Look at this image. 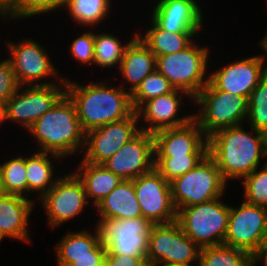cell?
<instances>
[{
	"instance_id": "39",
	"label": "cell",
	"mask_w": 267,
	"mask_h": 266,
	"mask_svg": "<svg viewBox=\"0 0 267 266\" xmlns=\"http://www.w3.org/2000/svg\"><path fill=\"white\" fill-rule=\"evenodd\" d=\"M104 266H149L142 257H132L106 253Z\"/></svg>"
},
{
	"instance_id": "32",
	"label": "cell",
	"mask_w": 267,
	"mask_h": 266,
	"mask_svg": "<svg viewBox=\"0 0 267 266\" xmlns=\"http://www.w3.org/2000/svg\"><path fill=\"white\" fill-rule=\"evenodd\" d=\"M66 0H13L2 12L1 18L12 20L17 18H31L34 15L56 12V9L63 7Z\"/></svg>"
},
{
	"instance_id": "10",
	"label": "cell",
	"mask_w": 267,
	"mask_h": 266,
	"mask_svg": "<svg viewBox=\"0 0 267 266\" xmlns=\"http://www.w3.org/2000/svg\"><path fill=\"white\" fill-rule=\"evenodd\" d=\"M102 242L109 254L142 257L147 261L148 241L153 224L140 216L129 219H99Z\"/></svg>"
},
{
	"instance_id": "36",
	"label": "cell",
	"mask_w": 267,
	"mask_h": 266,
	"mask_svg": "<svg viewBox=\"0 0 267 266\" xmlns=\"http://www.w3.org/2000/svg\"><path fill=\"white\" fill-rule=\"evenodd\" d=\"M255 169L252 173L243 178L244 201L267 208V166Z\"/></svg>"
},
{
	"instance_id": "19",
	"label": "cell",
	"mask_w": 267,
	"mask_h": 266,
	"mask_svg": "<svg viewBox=\"0 0 267 266\" xmlns=\"http://www.w3.org/2000/svg\"><path fill=\"white\" fill-rule=\"evenodd\" d=\"M179 91L184 94L182 95ZM183 96L191 98V101L193 100L185 91L174 89L168 94L145 101L136 112L139 119L141 117L144 119V122L147 121L148 126L141 127L140 129L154 134L163 129L181 127L189 123L193 119L194 114L185 115L181 118L176 117L178 109L181 108Z\"/></svg>"
},
{
	"instance_id": "23",
	"label": "cell",
	"mask_w": 267,
	"mask_h": 266,
	"mask_svg": "<svg viewBox=\"0 0 267 266\" xmlns=\"http://www.w3.org/2000/svg\"><path fill=\"white\" fill-rule=\"evenodd\" d=\"M95 235L81 230L69 232L56 244L57 266H69L71 257L106 256L107 247L102 242L99 227L96 225Z\"/></svg>"
},
{
	"instance_id": "38",
	"label": "cell",
	"mask_w": 267,
	"mask_h": 266,
	"mask_svg": "<svg viewBox=\"0 0 267 266\" xmlns=\"http://www.w3.org/2000/svg\"><path fill=\"white\" fill-rule=\"evenodd\" d=\"M69 51L80 64H94V33L87 31L74 39Z\"/></svg>"
},
{
	"instance_id": "31",
	"label": "cell",
	"mask_w": 267,
	"mask_h": 266,
	"mask_svg": "<svg viewBox=\"0 0 267 266\" xmlns=\"http://www.w3.org/2000/svg\"><path fill=\"white\" fill-rule=\"evenodd\" d=\"M3 187L6 194L28 196V182L26 178V157L11 158L4 164L0 163Z\"/></svg>"
},
{
	"instance_id": "25",
	"label": "cell",
	"mask_w": 267,
	"mask_h": 266,
	"mask_svg": "<svg viewBox=\"0 0 267 266\" xmlns=\"http://www.w3.org/2000/svg\"><path fill=\"white\" fill-rule=\"evenodd\" d=\"M75 174L82 181L87 200L92 197L91 205L97 206L123 180L103 164L82 161Z\"/></svg>"
},
{
	"instance_id": "1",
	"label": "cell",
	"mask_w": 267,
	"mask_h": 266,
	"mask_svg": "<svg viewBox=\"0 0 267 266\" xmlns=\"http://www.w3.org/2000/svg\"><path fill=\"white\" fill-rule=\"evenodd\" d=\"M241 125L217 130L208 137V155L215 161L223 179H243L259 167L265 156L267 134Z\"/></svg>"
},
{
	"instance_id": "44",
	"label": "cell",
	"mask_w": 267,
	"mask_h": 266,
	"mask_svg": "<svg viewBox=\"0 0 267 266\" xmlns=\"http://www.w3.org/2000/svg\"><path fill=\"white\" fill-rule=\"evenodd\" d=\"M6 192L4 190V187H3V181H2V172H1V168H0V197L5 195Z\"/></svg>"
},
{
	"instance_id": "40",
	"label": "cell",
	"mask_w": 267,
	"mask_h": 266,
	"mask_svg": "<svg viewBox=\"0 0 267 266\" xmlns=\"http://www.w3.org/2000/svg\"><path fill=\"white\" fill-rule=\"evenodd\" d=\"M106 256L71 257L69 266H102Z\"/></svg>"
},
{
	"instance_id": "29",
	"label": "cell",
	"mask_w": 267,
	"mask_h": 266,
	"mask_svg": "<svg viewBox=\"0 0 267 266\" xmlns=\"http://www.w3.org/2000/svg\"><path fill=\"white\" fill-rule=\"evenodd\" d=\"M110 3V0H66L64 7L73 21L83 26H95L108 16Z\"/></svg>"
},
{
	"instance_id": "13",
	"label": "cell",
	"mask_w": 267,
	"mask_h": 266,
	"mask_svg": "<svg viewBox=\"0 0 267 266\" xmlns=\"http://www.w3.org/2000/svg\"><path fill=\"white\" fill-rule=\"evenodd\" d=\"M139 120L135 111L122 120L111 122L85 133L83 151H86L82 161L103 164L141 131L140 127L137 126Z\"/></svg>"
},
{
	"instance_id": "8",
	"label": "cell",
	"mask_w": 267,
	"mask_h": 266,
	"mask_svg": "<svg viewBox=\"0 0 267 266\" xmlns=\"http://www.w3.org/2000/svg\"><path fill=\"white\" fill-rule=\"evenodd\" d=\"M200 249L183 232L177 221L153 225L148 241L147 264L149 266H192L193 261H199Z\"/></svg>"
},
{
	"instance_id": "22",
	"label": "cell",
	"mask_w": 267,
	"mask_h": 266,
	"mask_svg": "<svg viewBox=\"0 0 267 266\" xmlns=\"http://www.w3.org/2000/svg\"><path fill=\"white\" fill-rule=\"evenodd\" d=\"M118 68L122 77L128 81V92L132 94L141 81L156 69V56L135 34L128 41Z\"/></svg>"
},
{
	"instance_id": "27",
	"label": "cell",
	"mask_w": 267,
	"mask_h": 266,
	"mask_svg": "<svg viewBox=\"0 0 267 266\" xmlns=\"http://www.w3.org/2000/svg\"><path fill=\"white\" fill-rule=\"evenodd\" d=\"M152 27L147 30L144 37L137 33L140 40L155 54L162 56L184 50L193 41L198 32L172 33L161 29L153 20ZM143 37V38H142Z\"/></svg>"
},
{
	"instance_id": "24",
	"label": "cell",
	"mask_w": 267,
	"mask_h": 266,
	"mask_svg": "<svg viewBox=\"0 0 267 266\" xmlns=\"http://www.w3.org/2000/svg\"><path fill=\"white\" fill-rule=\"evenodd\" d=\"M96 208L99 219H129L142 216L133 180H122Z\"/></svg>"
},
{
	"instance_id": "14",
	"label": "cell",
	"mask_w": 267,
	"mask_h": 266,
	"mask_svg": "<svg viewBox=\"0 0 267 266\" xmlns=\"http://www.w3.org/2000/svg\"><path fill=\"white\" fill-rule=\"evenodd\" d=\"M6 44L11 57L8 59L20 86L55 84L46 80L38 82L48 76L56 78L59 74L44 47L28 38L15 44L10 41Z\"/></svg>"
},
{
	"instance_id": "17",
	"label": "cell",
	"mask_w": 267,
	"mask_h": 266,
	"mask_svg": "<svg viewBox=\"0 0 267 266\" xmlns=\"http://www.w3.org/2000/svg\"><path fill=\"white\" fill-rule=\"evenodd\" d=\"M265 55L229 63L209 74V81L221 91L249 98L253 89L267 74Z\"/></svg>"
},
{
	"instance_id": "26",
	"label": "cell",
	"mask_w": 267,
	"mask_h": 266,
	"mask_svg": "<svg viewBox=\"0 0 267 266\" xmlns=\"http://www.w3.org/2000/svg\"><path fill=\"white\" fill-rule=\"evenodd\" d=\"M48 155V156H47ZM53 159L63 158L50 152H35L26 157V178L28 182V192H38L42 198L56 183L58 177L53 179L54 166L48 157Z\"/></svg>"
},
{
	"instance_id": "42",
	"label": "cell",
	"mask_w": 267,
	"mask_h": 266,
	"mask_svg": "<svg viewBox=\"0 0 267 266\" xmlns=\"http://www.w3.org/2000/svg\"><path fill=\"white\" fill-rule=\"evenodd\" d=\"M260 47L263 49L264 53H266L265 55L267 56V33L266 35L261 39V41H259ZM266 69H267V64L265 65Z\"/></svg>"
},
{
	"instance_id": "20",
	"label": "cell",
	"mask_w": 267,
	"mask_h": 266,
	"mask_svg": "<svg viewBox=\"0 0 267 266\" xmlns=\"http://www.w3.org/2000/svg\"><path fill=\"white\" fill-rule=\"evenodd\" d=\"M196 0H159L151 19L163 30L172 33L200 32L203 13Z\"/></svg>"
},
{
	"instance_id": "4",
	"label": "cell",
	"mask_w": 267,
	"mask_h": 266,
	"mask_svg": "<svg viewBox=\"0 0 267 266\" xmlns=\"http://www.w3.org/2000/svg\"><path fill=\"white\" fill-rule=\"evenodd\" d=\"M193 101L201 110L193 119L207 137L217 130L243 125L242 121L247 118L248 99L218 90L210 81Z\"/></svg>"
},
{
	"instance_id": "41",
	"label": "cell",
	"mask_w": 267,
	"mask_h": 266,
	"mask_svg": "<svg viewBox=\"0 0 267 266\" xmlns=\"http://www.w3.org/2000/svg\"><path fill=\"white\" fill-rule=\"evenodd\" d=\"M262 261L267 266V241L264 243L260 253L256 256V262Z\"/></svg>"
},
{
	"instance_id": "6",
	"label": "cell",
	"mask_w": 267,
	"mask_h": 266,
	"mask_svg": "<svg viewBox=\"0 0 267 266\" xmlns=\"http://www.w3.org/2000/svg\"><path fill=\"white\" fill-rule=\"evenodd\" d=\"M226 186L215 161L207 154L192 170L170 181L172 202L178 212L183 207L221 198Z\"/></svg>"
},
{
	"instance_id": "15",
	"label": "cell",
	"mask_w": 267,
	"mask_h": 266,
	"mask_svg": "<svg viewBox=\"0 0 267 266\" xmlns=\"http://www.w3.org/2000/svg\"><path fill=\"white\" fill-rule=\"evenodd\" d=\"M82 181L75 173L59 177L55 185L40 199L53 228L78 216L89 204Z\"/></svg>"
},
{
	"instance_id": "12",
	"label": "cell",
	"mask_w": 267,
	"mask_h": 266,
	"mask_svg": "<svg viewBox=\"0 0 267 266\" xmlns=\"http://www.w3.org/2000/svg\"><path fill=\"white\" fill-rule=\"evenodd\" d=\"M133 184L142 217L153 225L177 221V211L171 198L170 182L155 168L133 179Z\"/></svg>"
},
{
	"instance_id": "11",
	"label": "cell",
	"mask_w": 267,
	"mask_h": 266,
	"mask_svg": "<svg viewBox=\"0 0 267 266\" xmlns=\"http://www.w3.org/2000/svg\"><path fill=\"white\" fill-rule=\"evenodd\" d=\"M267 241V208L243 202L230 206L224 245L241 248L255 257Z\"/></svg>"
},
{
	"instance_id": "35",
	"label": "cell",
	"mask_w": 267,
	"mask_h": 266,
	"mask_svg": "<svg viewBox=\"0 0 267 266\" xmlns=\"http://www.w3.org/2000/svg\"><path fill=\"white\" fill-rule=\"evenodd\" d=\"M205 156H155L154 168L170 182L192 170Z\"/></svg>"
},
{
	"instance_id": "33",
	"label": "cell",
	"mask_w": 267,
	"mask_h": 266,
	"mask_svg": "<svg viewBox=\"0 0 267 266\" xmlns=\"http://www.w3.org/2000/svg\"><path fill=\"white\" fill-rule=\"evenodd\" d=\"M174 90L169 80L157 69L147 75L131 94V101L136 111L145 101L168 94Z\"/></svg>"
},
{
	"instance_id": "9",
	"label": "cell",
	"mask_w": 267,
	"mask_h": 266,
	"mask_svg": "<svg viewBox=\"0 0 267 266\" xmlns=\"http://www.w3.org/2000/svg\"><path fill=\"white\" fill-rule=\"evenodd\" d=\"M58 79L59 84L19 86L5 105L4 120L17 121L28 130L66 94V78Z\"/></svg>"
},
{
	"instance_id": "30",
	"label": "cell",
	"mask_w": 267,
	"mask_h": 266,
	"mask_svg": "<svg viewBox=\"0 0 267 266\" xmlns=\"http://www.w3.org/2000/svg\"><path fill=\"white\" fill-rule=\"evenodd\" d=\"M127 44L123 45L118 37L111 34L94 33L93 63L103 68L114 67L117 64L120 66Z\"/></svg>"
},
{
	"instance_id": "21",
	"label": "cell",
	"mask_w": 267,
	"mask_h": 266,
	"mask_svg": "<svg viewBox=\"0 0 267 266\" xmlns=\"http://www.w3.org/2000/svg\"><path fill=\"white\" fill-rule=\"evenodd\" d=\"M34 201L20 195L5 194L0 197V237L31 242L27 230Z\"/></svg>"
},
{
	"instance_id": "16",
	"label": "cell",
	"mask_w": 267,
	"mask_h": 266,
	"mask_svg": "<svg viewBox=\"0 0 267 266\" xmlns=\"http://www.w3.org/2000/svg\"><path fill=\"white\" fill-rule=\"evenodd\" d=\"M154 136L140 131L103 165L123 180H133L154 168Z\"/></svg>"
},
{
	"instance_id": "43",
	"label": "cell",
	"mask_w": 267,
	"mask_h": 266,
	"mask_svg": "<svg viewBox=\"0 0 267 266\" xmlns=\"http://www.w3.org/2000/svg\"><path fill=\"white\" fill-rule=\"evenodd\" d=\"M13 0H0V12H2Z\"/></svg>"
},
{
	"instance_id": "2",
	"label": "cell",
	"mask_w": 267,
	"mask_h": 266,
	"mask_svg": "<svg viewBox=\"0 0 267 266\" xmlns=\"http://www.w3.org/2000/svg\"><path fill=\"white\" fill-rule=\"evenodd\" d=\"M66 94L76 106L85 133L122 120L135 112L131 94L123 86L113 87L107 82H91L82 86L66 78Z\"/></svg>"
},
{
	"instance_id": "28",
	"label": "cell",
	"mask_w": 267,
	"mask_h": 266,
	"mask_svg": "<svg viewBox=\"0 0 267 266\" xmlns=\"http://www.w3.org/2000/svg\"><path fill=\"white\" fill-rule=\"evenodd\" d=\"M199 266H255L256 257L241 248L226 245L200 249Z\"/></svg>"
},
{
	"instance_id": "3",
	"label": "cell",
	"mask_w": 267,
	"mask_h": 266,
	"mask_svg": "<svg viewBox=\"0 0 267 266\" xmlns=\"http://www.w3.org/2000/svg\"><path fill=\"white\" fill-rule=\"evenodd\" d=\"M28 131L37 140L41 152L61 157L70 156L78 149L83 152L85 132L80 125L76 106L67 94L37 119Z\"/></svg>"
},
{
	"instance_id": "18",
	"label": "cell",
	"mask_w": 267,
	"mask_h": 266,
	"mask_svg": "<svg viewBox=\"0 0 267 266\" xmlns=\"http://www.w3.org/2000/svg\"><path fill=\"white\" fill-rule=\"evenodd\" d=\"M153 136L155 156L208 154V137L194 119L181 127L157 131Z\"/></svg>"
},
{
	"instance_id": "5",
	"label": "cell",
	"mask_w": 267,
	"mask_h": 266,
	"mask_svg": "<svg viewBox=\"0 0 267 266\" xmlns=\"http://www.w3.org/2000/svg\"><path fill=\"white\" fill-rule=\"evenodd\" d=\"M209 49L191 43L182 51L156 57V69L174 87L185 91L193 99L209 82L205 75L208 68Z\"/></svg>"
},
{
	"instance_id": "45",
	"label": "cell",
	"mask_w": 267,
	"mask_h": 266,
	"mask_svg": "<svg viewBox=\"0 0 267 266\" xmlns=\"http://www.w3.org/2000/svg\"><path fill=\"white\" fill-rule=\"evenodd\" d=\"M4 120V113H3V109H0V123H3Z\"/></svg>"
},
{
	"instance_id": "37",
	"label": "cell",
	"mask_w": 267,
	"mask_h": 266,
	"mask_svg": "<svg viewBox=\"0 0 267 266\" xmlns=\"http://www.w3.org/2000/svg\"><path fill=\"white\" fill-rule=\"evenodd\" d=\"M12 64L9 59L0 61V109L5 108L9 98L19 88Z\"/></svg>"
},
{
	"instance_id": "7",
	"label": "cell",
	"mask_w": 267,
	"mask_h": 266,
	"mask_svg": "<svg viewBox=\"0 0 267 266\" xmlns=\"http://www.w3.org/2000/svg\"><path fill=\"white\" fill-rule=\"evenodd\" d=\"M219 199L183 207L177 212L183 232L200 248L224 244L230 206Z\"/></svg>"
},
{
	"instance_id": "46",
	"label": "cell",
	"mask_w": 267,
	"mask_h": 266,
	"mask_svg": "<svg viewBox=\"0 0 267 266\" xmlns=\"http://www.w3.org/2000/svg\"><path fill=\"white\" fill-rule=\"evenodd\" d=\"M267 156V148H266V152H265V157ZM265 165L267 166V161L265 162Z\"/></svg>"
},
{
	"instance_id": "34",
	"label": "cell",
	"mask_w": 267,
	"mask_h": 266,
	"mask_svg": "<svg viewBox=\"0 0 267 266\" xmlns=\"http://www.w3.org/2000/svg\"><path fill=\"white\" fill-rule=\"evenodd\" d=\"M247 123L250 128L267 134V74L248 98Z\"/></svg>"
}]
</instances>
